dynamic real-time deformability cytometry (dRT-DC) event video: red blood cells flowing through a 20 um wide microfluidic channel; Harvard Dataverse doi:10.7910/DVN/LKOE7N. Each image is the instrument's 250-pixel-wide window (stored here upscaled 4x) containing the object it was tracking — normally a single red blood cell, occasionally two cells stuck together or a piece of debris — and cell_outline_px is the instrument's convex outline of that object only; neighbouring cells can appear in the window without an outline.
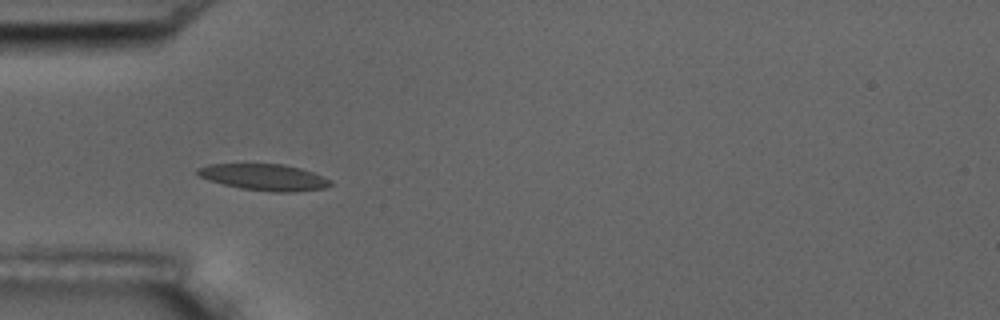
{"species": "common noctule bat (a hibernating species)", "species_latin": "Nyctalus noctula", "temperature_condition": "room temperature", "stored_images_in_passage": 4, "camera_frame_rate_fps": 3000, "um_per_image_px": 0.085, "animal": {"sex": "male", "body_mass_g": 17.5, "forearm_length_mm": 52.3}, "frame": {"image": 1, "passage_image": 3, "time_ms": 3.0, "image_size_px": [1000, 320], "cell_outline_px": [[332, 184], [324, 188], [296, 192], [272, 192], [240, 188], [208, 180], [200, 176], [196, 172], [196, 168], [208, 164], [284, 164], [300, 168], [312, 172], [332, 180]], "centroid_in_image_um": [22.46, 15.06], "position_along_channel_um": 62.5, "area_um2": 20.46}}